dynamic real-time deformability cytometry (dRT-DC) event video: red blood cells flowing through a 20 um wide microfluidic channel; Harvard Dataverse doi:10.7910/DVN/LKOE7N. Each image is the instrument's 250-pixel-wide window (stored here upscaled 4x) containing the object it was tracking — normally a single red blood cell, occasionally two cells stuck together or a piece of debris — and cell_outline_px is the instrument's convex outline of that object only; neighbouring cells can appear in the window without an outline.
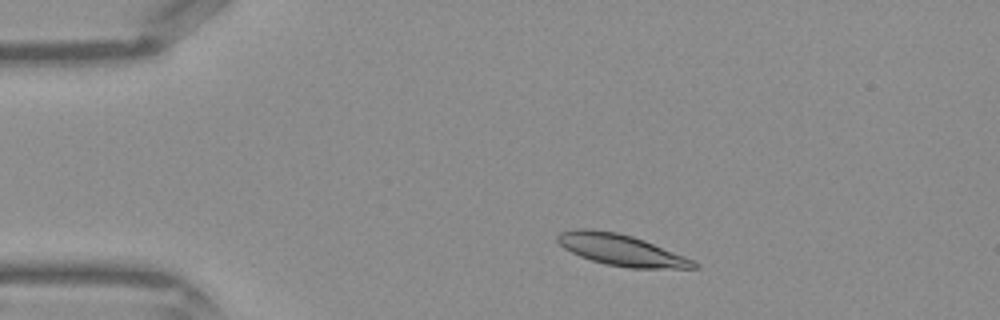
{"species": "Egyptian fruit bat (a non-hibernating species)", "species_latin": "Rousettus aegyptiacus", "temperature_condition": "warm", "stored_images_in_passage": 40, "camera_frame_rate_fps": 3000, "um_per_image_px": 0.085, "frame": {"image": 1, "passage_image": 5, "time_ms": 1.333, "image_size_px": [1000, 320], "cell_outline_px": [[700, 268], [628, 268], [604, 264], [580, 256], [564, 248], [556, 240], [556, 236], [560, 232], [572, 228], [592, 228], [616, 232], [632, 236], [644, 240], [684, 256], [700, 264]], "centroid_in_image_um": [52.76, 21.24], "position_along_channel_um": 32.2, "area_um2": 24.91}}
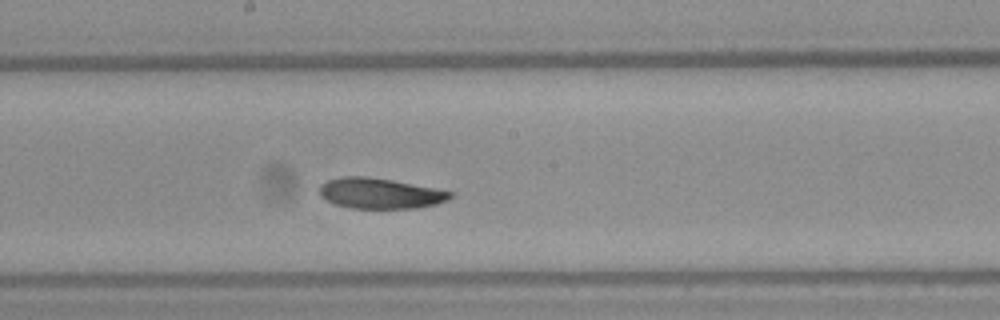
{"frame": {"image": 2, "passage_image": 20, "time_ms": 6.333, "image_size_px": [1000, 320], "cell_outline_px": [[452, 196], [448, 200], [436, 204], [416, 208], [348, 208], [336, 204], [320, 196], [320, 184], [328, 180], [344, 176], [368, 176], [392, 180], [436, 188], [452, 192]], "centroid_in_image_um": [32.3, 16.43], "position_along_channel_um": 215.9, "area_um2": 23.24}}
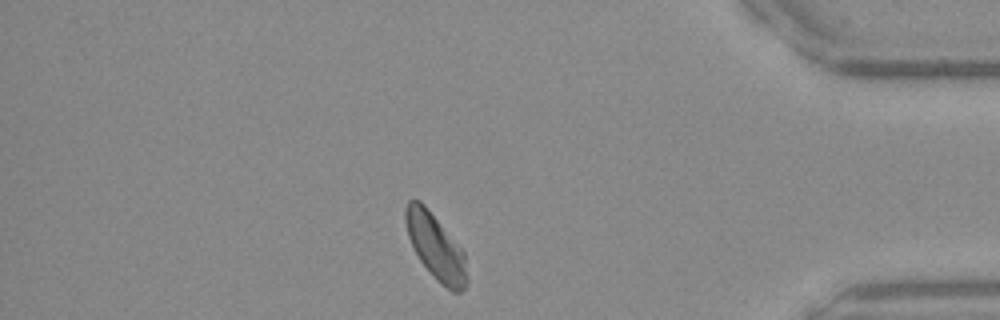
{"frame": {"image": 3, "passage_image": 34, "time_ms": 11.0, "image_size_px": [1000, 320], "cell_outline_px": [[468, 280], [464, 288], [460, 292], [452, 292], [440, 284], [436, 280], [420, 260], [408, 236], [404, 220], [404, 208], [408, 200], [420, 200], [424, 204], [464, 252]], "centroid_in_image_um": [37.02, 20.99], "position_along_channel_um": 398.2, "area_um2": 23.24}}